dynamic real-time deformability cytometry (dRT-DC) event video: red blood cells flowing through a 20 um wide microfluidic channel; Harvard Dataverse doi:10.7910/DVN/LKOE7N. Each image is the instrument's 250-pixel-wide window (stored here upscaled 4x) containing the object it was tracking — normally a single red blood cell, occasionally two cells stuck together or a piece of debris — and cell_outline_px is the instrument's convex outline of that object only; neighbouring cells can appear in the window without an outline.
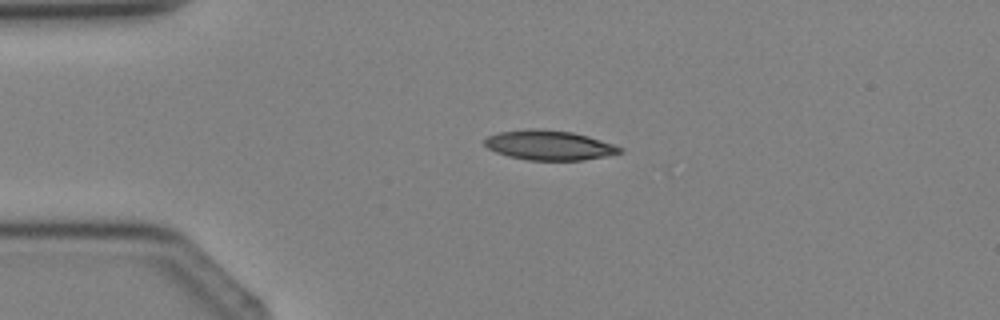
{"species": "Egyptian fruit bat (a non-hibernating species)", "species_latin": "Rousettus aegyptiacus", "temperature_condition": "cold", "stored_images_in_passage": 3, "camera_frame_rate_fps": 3000, "um_per_image_px": 0.085, "animal": {"sex": "female"}, "frame": {"image": 1, "passage_image": 3, "time_ms": 2.333, "image_size_px": [1000, 320], "cell_outline_px": [[624, 152], [584, 160], [528, 160], [508, 156], [496, 152], [488, 148], [484, 144], [484, 140], [488, 136], [500, 132], [528, 128], [540, 128], [572, 132], [588, 136], [624, 148]], "centroid_in_image_um": [46.67, 12.34], "position_along_channel_um": 38.3, "area_um2": 23.41}}